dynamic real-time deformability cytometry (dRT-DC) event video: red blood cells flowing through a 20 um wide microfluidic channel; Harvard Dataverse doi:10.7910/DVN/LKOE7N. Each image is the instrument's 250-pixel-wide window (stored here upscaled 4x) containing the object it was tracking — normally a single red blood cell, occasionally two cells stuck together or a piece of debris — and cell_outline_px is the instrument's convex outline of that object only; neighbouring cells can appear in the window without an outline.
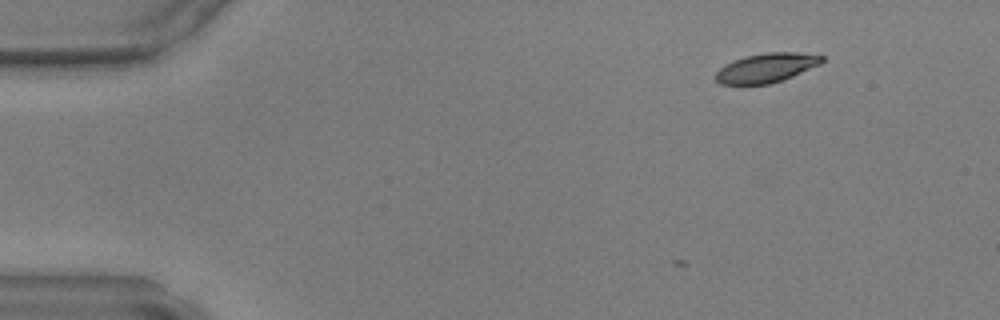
{"species": "common noctule bat (a hibernating species)", "species_latin": "Nyctalus noctula", "temperature_condition": "warm", "stored_images_in_passage": 2, "camera_frame_rate_fps": 3000, "um_per_image_px": 0.085, "animal": {"sex": "male", "body_mass_g": 17.9, "forearm_length_mm": 54.2}, "frame": {"image": 1, "passage_image": 2, "time_ms": 0.333, "image_size_px": [1000, 320], "cell_outline_px": [[824, 60], [820, 64], [792, 76], [768, 84], [720, 84], [716, 80], [716, 72], [720, 68], [744, 56], [764, 52], [796, 52], [824, 56]], "centroid_in_image_um": [65.15, 5.75], "position_along_channel_um": 19.8, "area_um2": 17.8}}